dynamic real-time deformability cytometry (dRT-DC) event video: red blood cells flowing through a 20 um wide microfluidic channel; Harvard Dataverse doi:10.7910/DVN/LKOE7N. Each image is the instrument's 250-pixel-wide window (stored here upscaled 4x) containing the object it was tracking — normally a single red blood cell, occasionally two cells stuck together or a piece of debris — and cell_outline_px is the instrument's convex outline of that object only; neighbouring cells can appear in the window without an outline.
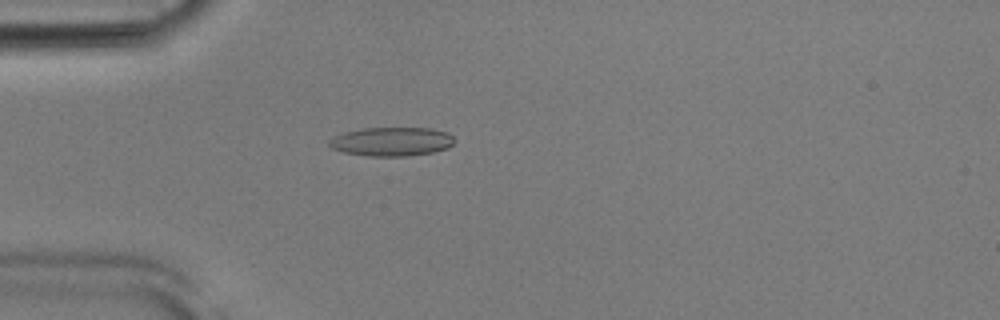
{"species": "Egyptian fruit bat (a non-hibernating species)", "species_latin": "Rousettus aegyptiacus", "temperature_condition": "room temperature", "stored_images_in_passage": 53, "camera_frame_rate_fps": 3000, "um_per_image_px": 0.085, "animal": {"sex": "male"}, "frame": {"image": 1, "passage_image": 15, "time_ms": 4.667, "image_size_px": [1000, 320], "cell_outline_px": [[456, 140], [448, 148], [432, 152], [408, 156], [368, 156], [344, 152], [332, 148], [328, 144], [328, 140], [332, 136], [344, 132], [364, 128], [432, 128], [448, 132]], "centroid_in_image_um": [33.29, 12.03], "position_along_channel_um": 51.7, "area_um2": 21.21}}
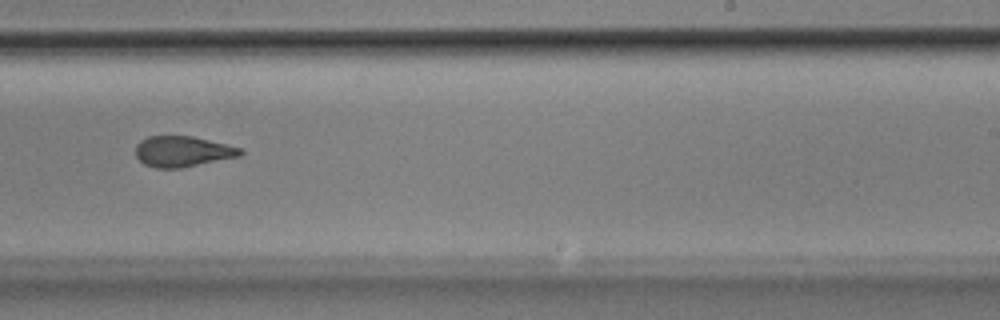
{"frame": {"image": 2, "passage_image": 33, "time_ms": 10.667, "image_size_px": [1000, 320], "cell_outline_px": [[244, 152], [240, 156], [180, 168], [156, 168], [144, 164], [136, 156], [136, 144], [140, 140], [148, 136], [192, 136], [240, 148]], "centroid_in_image_um": [15.48, 12.87], "position_along_channel_um": 273.5, "area_um2": 18.55}}
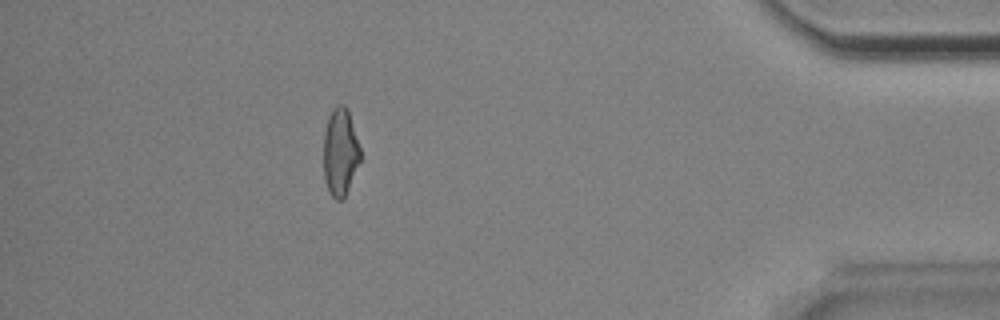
{"frame": {"image": 3, "passage_image": 47, "time_ms": 15.333, "image_size_px": [1000, 320], "cell_outline_px": [[360, 160], [344, 200], [336, 200], [328, 192], [324, 180], [324, 132], [328, 116], [332, 108], [340, 104], [344, 104], [348, 108], [360, 148]], "centroid_in_image_um": [28.91, 12.93], "position_along_channel_um": 406.3, "area_um2": 18.96}, "authors_computed_cell_mechanics": {"area_um2": 19.941, "velocity_mm_per_s": 3.8786, "shape_relaxation_time_tau1_ms": null, "shape_relaxation_time_tau2_ms": 2.784, "deformation_change_tau1": null, "deformation_change_tau2": 0.1029}}